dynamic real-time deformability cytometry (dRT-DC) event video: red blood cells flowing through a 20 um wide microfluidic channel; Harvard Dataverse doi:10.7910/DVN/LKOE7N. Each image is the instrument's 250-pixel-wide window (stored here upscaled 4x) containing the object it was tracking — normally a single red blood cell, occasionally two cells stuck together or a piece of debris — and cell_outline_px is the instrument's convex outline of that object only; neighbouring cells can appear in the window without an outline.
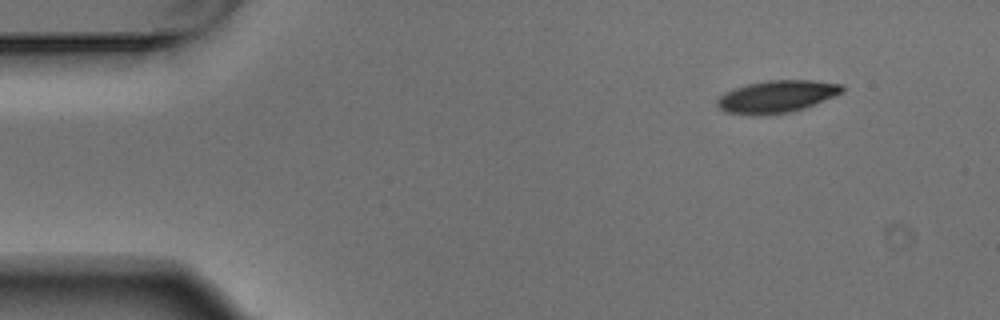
{"species": "Egyptian fruit bat (a non-hibernating species)", "species_latin": "Rousettus aegyptiacus", "temperature_condition": "warm", "stored_images_in_passage": 3, "camera_frame_rate_fps": 3000, "um_per_image_px": 0.085, "animal": {"sex": "male"}, "frame": {"image": 1, "passage_image": 1, "time_ms": 0.0, "image_size_px": [1000, 320], "cell_outline_px": [[844, 92], [804, 108], [788, 112], [756, 116], [752, 116], [724, 112], [716, 104], [716, 100], [724, 92], [748, 84], [768, 80], [812, 80], [840, 84], [844, 88]], "centroid_in_image_um": [65.99, 8.21], "position_along_channel_um": 19.0, "area_um2": 23.47}}
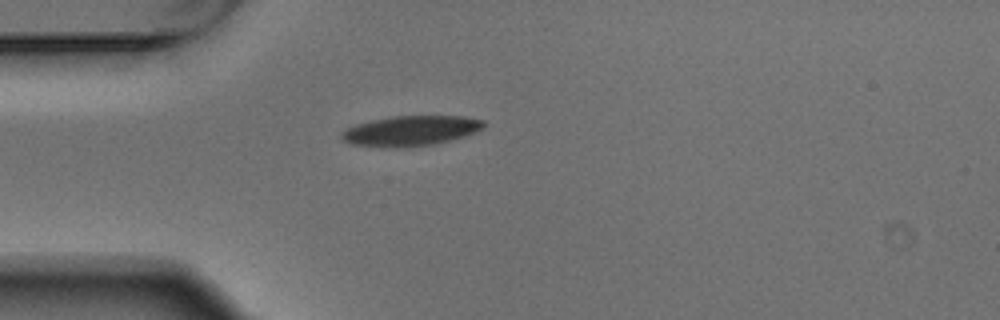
{"frame": {"image": 2, "passage_image": 3, "time_ms": 0.667, "image_size_px": [1000, 320], "cell_outline_px": [[484, 128], [476, 132], [464, 136], [436, 144], [408, 148], [392, 148], [352, 144], [340, 140], [340, 132], [356, 124], [372, 120], [392, 116], [464, 116], [484, 120]], "centroid_in_image_um": [34.9, 11.13], "position_along_channel_um": 50.1, "area_um2": 25.26}}